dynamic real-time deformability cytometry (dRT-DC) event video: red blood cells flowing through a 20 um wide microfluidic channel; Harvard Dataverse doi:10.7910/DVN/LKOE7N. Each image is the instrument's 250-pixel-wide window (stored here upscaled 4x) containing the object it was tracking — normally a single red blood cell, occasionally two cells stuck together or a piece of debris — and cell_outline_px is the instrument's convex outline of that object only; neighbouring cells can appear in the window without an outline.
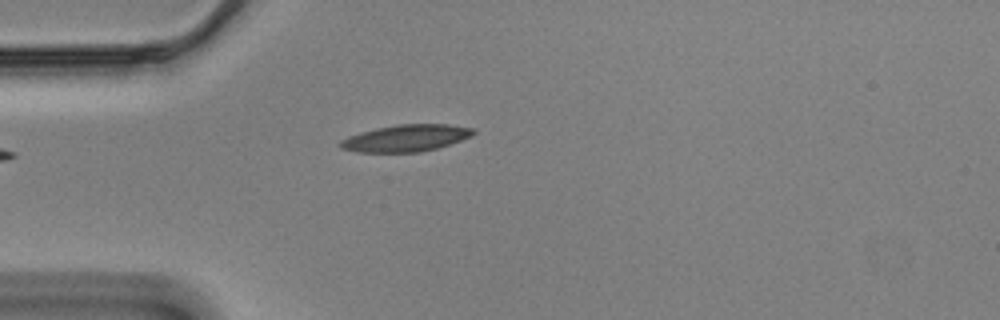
{"species": "Egyptian fruit bat (a non-hibernating species)", "species_latin": "Rousettus aegyptiacus", "temperature_condition": "cold", "stored_images_in_passage": 43, "camera_frame_rate_fps": 3000, "um_per_image_px": 0.085, "animal": {"sex": "male"}, "frame": {"image": 1, "passage_image": 1, "time_ms": 0.0, "image_size_px": [1000, 320], "cell_outline_px": [[476, 132], [472, 136], [436, 148], [420, 152], [360, 152], [340, 148], [336, 144], [340, 140], [348, 136], [360, 132], [376, 128], [396, 124], [448, 124], [476, 128]], "centroid_in_image_um": [34.49, 11.73], "position_along_channel_um": 50.5, "area_um2": 20.92}}
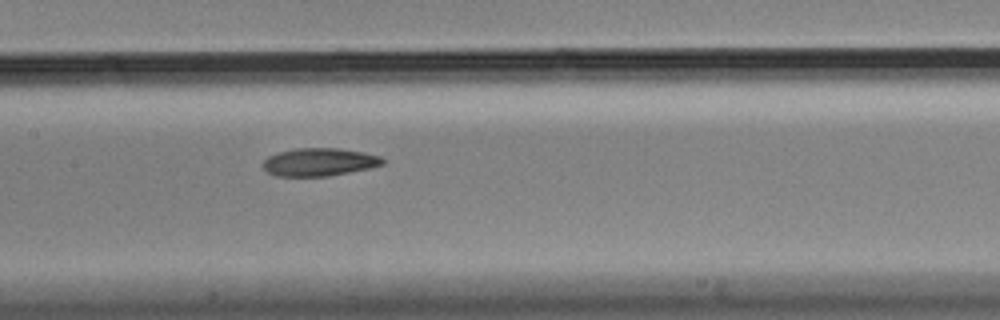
{"frame": {"image": 2, "passage_image": 13, "time_ms": 4.0, "image_size_px": [1000, 320], "cell_outline_px": [[384, 164], [372, 168], [328, 176], [276, 176], [268, 172], [260, 164], [268, 156], [280, 152], [296, 148], [340, 148], [364, 152], [380, 156], [384, 160]], "centroid_in_image_um": [27.15, 13.77], "position_along_channel_um": 180.3, "area_um2": 19.59}}
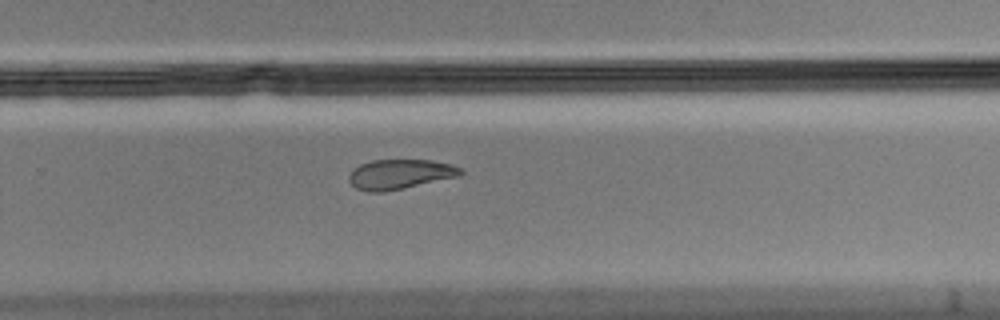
{"frame": {"image": 3, "passage_image": 23, "time_ms": 7.333, "image_size_px": [1000, 320], "cell_outline_px": [[464, 172], [460, 176], [404, 188], [380, 192], [368, 192], [356, 188], [348, 180], [348, 176], [352, 168], [360, 164], [372, 160], [432, 160], [452, 164], [460, 168]], "centroid_in_image_um": [33.98, 14.8], "position_along_channel_um": 295.8, "area_um2": 19.48}, "authors_computed_cell_mechanics": {"area_um2": 20.6346, "velocity_mm_per_s": 3.4788, "shape_relaxation_time_tau1_ms": 7.8151, "shape_relaxation_time_tau2_ms": 7.3505, "deformation_change_tau1": 0.1843, "deformation_change_tau2": 0.143}}